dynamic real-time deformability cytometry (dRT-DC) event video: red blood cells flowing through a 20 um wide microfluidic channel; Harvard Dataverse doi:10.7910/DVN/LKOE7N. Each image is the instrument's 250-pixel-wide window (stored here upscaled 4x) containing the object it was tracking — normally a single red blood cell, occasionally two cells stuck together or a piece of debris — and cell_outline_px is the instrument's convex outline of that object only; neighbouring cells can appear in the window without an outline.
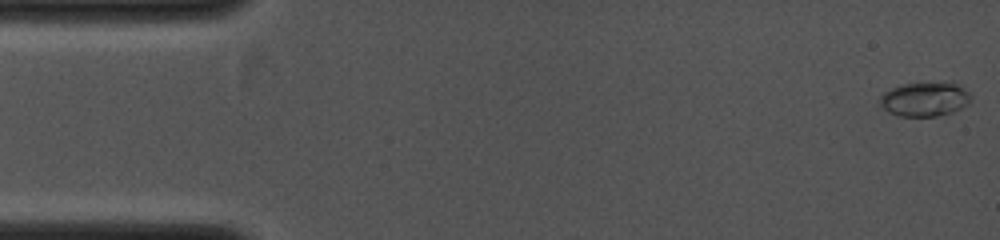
{"species": "common noctule bat (a hibernating species)", "species_latin": "Nyctalus noctula", "temperature_condition": "cold", "stored_images_in_passage": 56, "camera_frame_rate_fps": 4000, "um_per_image_px": 0.085, "animal": {"sex": "female", "body_mass_g": 19.0, "forearm_length_mm": 53.3}, "frame": {"image": 1, "passage_image": 1, "time_ms": 0.0, "image_size_px": [1000, 240], "cell_outline_px": [[972, 96], [968, 104], [952, 112], [940, 116], [900, 116], [888, 112], [880, 104], [880, 96], [884, 92], [892, 88], [904, 84], [952, 80], [960, 84]], "centroid_in_image_um": [78.66, 8.4], "position_along_channel_um": 6.3, "area_um2": 18.55}}
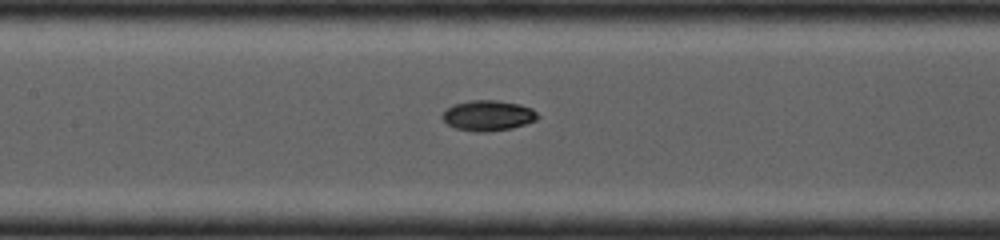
{"frame": {"image": 2, "passage_image": 28, "time_ms": 5.5, "image_size_px": [1000, 240], "cell_outline_px": [[540, 116], [536, 120], [512, 128], [488, 132], [476, 132], [456, 128], [448, 124], [440, 116], [448, 108], [456, 104], [472, 100], [492, 100], [520, 104], [532, 108]], "centroid_in_image_um": [41.51, 9.83], "position_along_channel_um": 165.9, "area_um2": 16.76}}
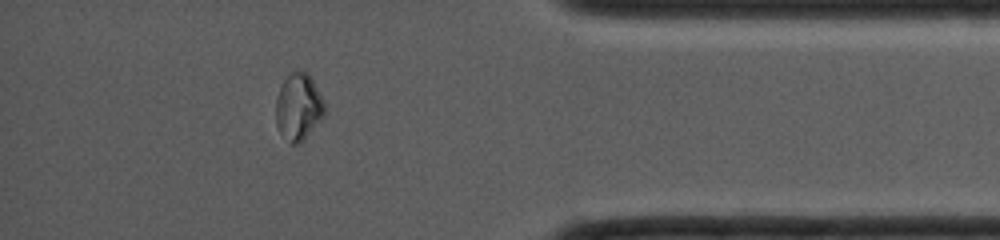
{"frame": {"image": 3, "passage_image": 50, "time_ms": 10.5, "image_size_px": [1000, 240], "cell_outline_px": [[324, 116], [304, 140], [300, 144], [292, 144], [280, 132], [276, 124], [276, 100], [280, 88], [284, 80], [292, 72], [308, 72], [324, 100]], "centroid_in_image_um": [25.38, 9.11], "position_along_channel_um": 409.8, "area_um2": 18.79}}